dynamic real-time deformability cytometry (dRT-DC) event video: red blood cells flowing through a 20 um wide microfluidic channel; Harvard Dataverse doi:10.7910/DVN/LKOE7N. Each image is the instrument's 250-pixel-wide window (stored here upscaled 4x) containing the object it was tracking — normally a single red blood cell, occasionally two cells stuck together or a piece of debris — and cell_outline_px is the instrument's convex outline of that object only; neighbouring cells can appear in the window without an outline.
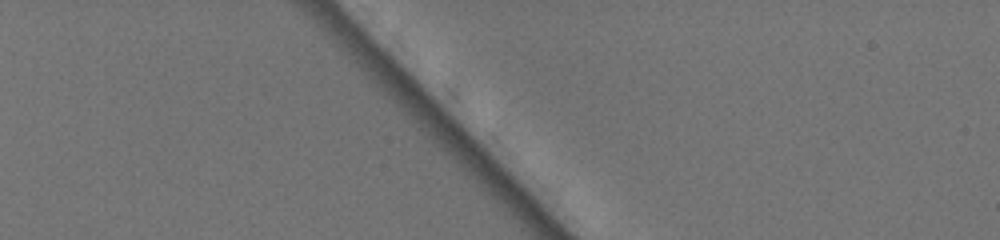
{"species": "common noctule bat (a hibernating species)", "species_latin": "Nyctalus noctula", "temperature_condition": "warm", "stored_images_in_passage": 3, "camera_frame_rate_fps": 3000, "um_per_image_px": 0.085, "animal": {"sex": "female", "body_mass_g": 19.5, "forearm_length_mm": 54.1}, "frame": {"image": 1, "passage_image": 2, "time_ms": 0.333, "image_size_px": [1000, 240], "cell_outline_px": [[592, 124], [580, 116], [524, 64], [532, 52], [536, 52], [564, 68], [588, 88], [592, 92]], "centroid_in_image_um": [47.83, 7.19], "position_along_channel_um": 37.2, "area_um2": 13.7}}